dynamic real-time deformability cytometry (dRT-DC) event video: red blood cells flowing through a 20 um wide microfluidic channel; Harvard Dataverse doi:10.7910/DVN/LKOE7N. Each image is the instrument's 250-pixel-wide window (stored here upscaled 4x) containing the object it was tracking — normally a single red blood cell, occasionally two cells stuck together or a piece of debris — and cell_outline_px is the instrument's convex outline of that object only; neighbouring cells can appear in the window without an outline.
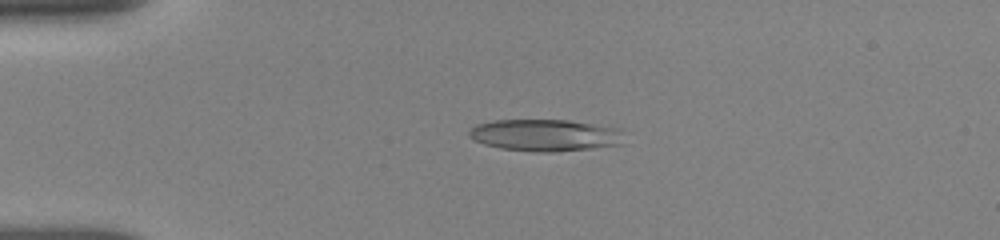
{"species": "human", "species_latin": "Homo sapiens", "temperature_condition": "room temperature", "stored_images_in_passage": 52, "camera_frame_rate_fps": 3000, "um_per_image_px": 0.085, "donor": {"sex": "female"}, "frame": {"image": 1, "passage_image": 11, "time_ms": 3.667, "image_size_px": [1000, 240], "cell_outline_px": [[624, 144], [592, 148], [556, 152], [532, 152], [500, 148], [484, 144], [468, 136], [468, 132], [476, 124], [496, 120], [568, 120], [620, 128]], "centroid_in_image_um": [46.35, 11.5], "position_along_channel_um": 38.7, "area_um2": 28.9}}
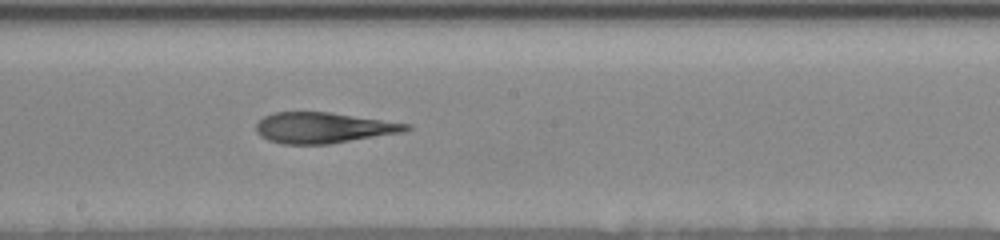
{"frame": {"image": 2, "passage_image": 30, "time_ms": 9.333, "image_size_px": [1000, 240], "cell_outline_px": [[412, 128], [404, 132], [328, 144], [284, 144], [268, 140], [260, 136], [256, 132], [256, 124], [264, 116], [276, 112], [332, 112], [412, 124]], "centroid_in_image_um": [27.51, 10.85], "position_along_channel_um": 220.7, "area_um2": 26.99}}
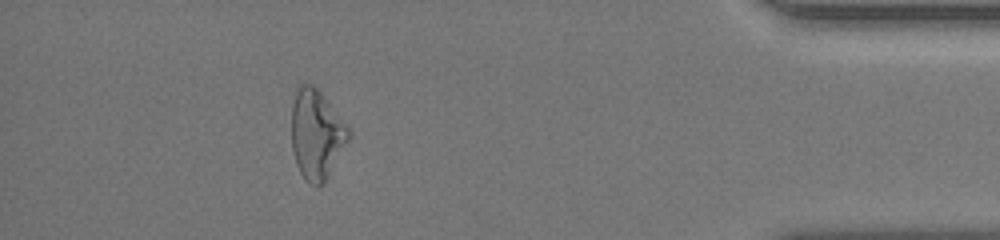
{"frame": {"image": 3, "passage_image": 47, "time_ms": 15.333, "image_size_px": [1000, 240], "cell_outline_px": [[352, 136], [324, 184], [316, 188], [308, 184], [304, 180], [296, 164], [292, 148], [292, 104], [296, 84], [312, 84], [320, 92], [352, 132]], "centroid_in_image_um": [26.9, 11.46], "position_along_channel_um": 408.3, "area_um2": 30.17}, "authors_computed_cell_mechanics": {"area_um2": 28.8422, "velocity_mm_per_s": 3.8704, "shape_relaxation_time_tau1_ms": null, "shape_relaxation_time_tau2_ms": 2.9846, "deformation_change_tau1": null, "deformation_change_tau2": 0.136}}